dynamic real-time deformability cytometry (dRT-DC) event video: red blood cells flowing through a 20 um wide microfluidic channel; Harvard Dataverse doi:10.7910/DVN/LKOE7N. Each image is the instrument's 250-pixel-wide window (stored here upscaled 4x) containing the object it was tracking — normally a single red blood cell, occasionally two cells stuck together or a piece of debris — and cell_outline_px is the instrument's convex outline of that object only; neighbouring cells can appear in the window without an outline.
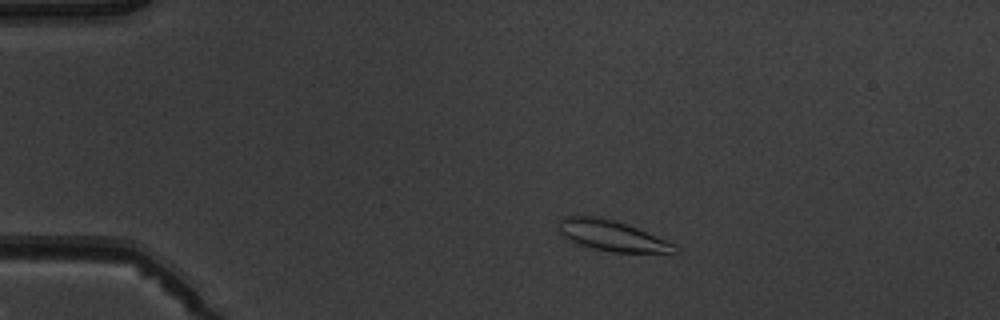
{"species": "common noctule bat (a hibernating species)", "species_latin": "Nyctalus noctula", "temperature_condition": "warm", "stored_images_in_passage": 5, "camera_frame_rate_fps": 3000, "um_per_image_px": 0.085, "animal": {"sex": "male", "body_mass_g": 19.5, "forearm_length_mm": 54.6}, "frame": {"image": 1, "passage_image": 1, "time_ms": 0.0, "image_size_px": [1000, 320], "cell_outline_px": [[680, 252], [612, 252], [592, 248], [580, 244], [564, 236], [560, 232], [560, 220], [564, 216], [600, 216], [616, 220], [676, 244], [680, 248]], "centroid_in_image_um": [52.05, 20.03], "position_along_channel_um": 32.9, "area_um2": 20.4}}
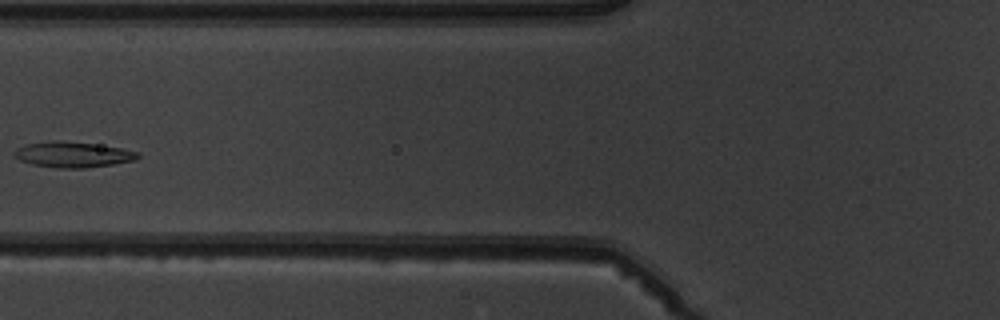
{"frame": {"image": 2, "passage_image": 4, "time_ms": 3.667, "image_size_px": [1000, 320], "cell_outline_px": [[140, 156], [136, 160], [112, 164], [84, 168], [56, 168], [32, 164], [20, 160], [12, 156], [12, 152], [16, 148], [28, 144], [52, 140], [60, 140], [92, 144], [120, 148], [140, 152]], "centroid_in_image_um": [6.16, 13.14], "position_along_channel_um": 119.6, "area_um2": 18.44}}
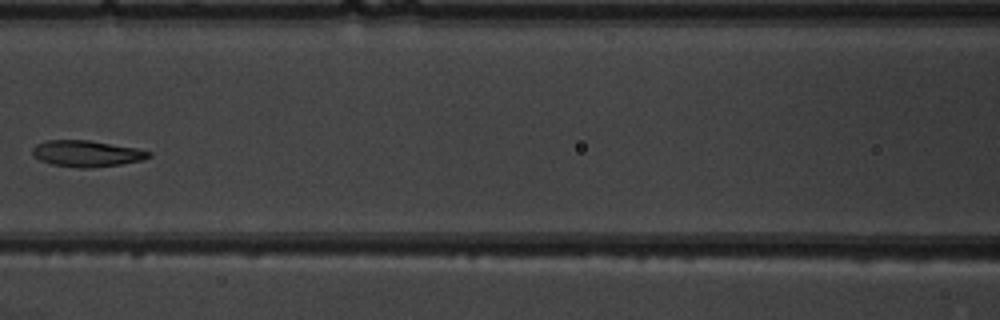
{"frame": {"image": 3, "passage_image": 5, "time_ms": 4.667, "image_size_px": [1000, 320], "cell_outline_px": [[152, 156], [140, 160], [120, 164], [88, 168], [80, 168], [52, 164], [40, 160], [32, 152], [32, 148], [36, 144], [48, 140], [88, 140], [136, 148], [152, 152]], "centroid_in_image_um": [7.37, 13.05], "position_along_channel_um": 159.2, "area_um2": 17.57}}